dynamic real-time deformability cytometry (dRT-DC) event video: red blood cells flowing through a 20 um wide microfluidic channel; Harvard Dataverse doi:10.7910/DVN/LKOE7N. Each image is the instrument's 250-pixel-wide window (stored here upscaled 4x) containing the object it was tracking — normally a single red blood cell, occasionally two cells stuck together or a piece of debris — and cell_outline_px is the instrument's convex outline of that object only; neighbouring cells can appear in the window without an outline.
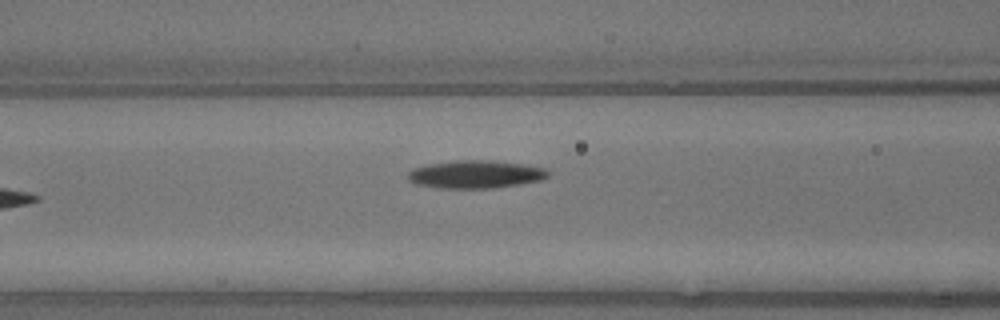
{"species": "common noctule bat (a hibernating species)", "species_latin": "Nyctalus noctula", "temperature_condition": "warm", "stored_images_in_passage": 10, "camera_frame_rate_fps": 3000, "um_per_image_px": 0.085, "animal": {"sex": "male", "body_mass_g": 13.3}, "frame": {"image": 1, "passage_image": 10, "time_ms": 3.0, "image_size_px": [1000, 320], "cell_outline_px": [[548, 176], [544, 180], [520, 184], [492, 188], [440, 188], [416, 184], [408, 180], [408, 172], [412, 168], [428, 164], [456, 160], [492, 160], [548, 168]], "centroid_in_image_um": [40.43, 14.81], "position_along_channel_um": 126.2, "area_um2": 22.89}}